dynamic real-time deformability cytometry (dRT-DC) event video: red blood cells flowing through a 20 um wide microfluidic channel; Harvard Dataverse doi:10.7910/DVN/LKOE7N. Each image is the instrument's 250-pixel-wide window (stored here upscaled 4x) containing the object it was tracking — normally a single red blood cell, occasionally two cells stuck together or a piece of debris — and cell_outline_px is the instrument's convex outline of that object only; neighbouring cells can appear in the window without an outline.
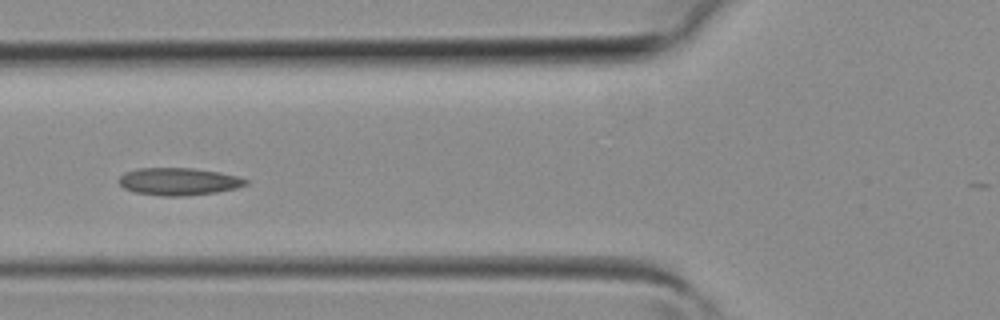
{"species": "common noctule bat (a hibernating species)", "species_latin": "Nyctalus noctula", "temperature_condition": "room temperature", "stored_images_in_passage": 5, "camera_frame_rate_fps": 3000, "um_per_image_px": 0.085, "animal": {"sex": "female", "body_mass_g": 19.3, "forearm_length_mm": 54.1}, "frame": {"image": 1, "passage_image": 5, "time_ms": 1.333, "image_size_px": [1000, 320], "cell_outline_px": [[248, 184], [236, 188], [216, 192], [184, 196], [164, 196], [136, 192], [124, 188], [116, 180], [124, 172], [136, 168], [192, 168], [220, 172], [236, 176], [248, 180]], "centroid_in_image_um": [15.16, 15.42], "position_along_channel_um": 110.6, "area_um2": 20.29}}